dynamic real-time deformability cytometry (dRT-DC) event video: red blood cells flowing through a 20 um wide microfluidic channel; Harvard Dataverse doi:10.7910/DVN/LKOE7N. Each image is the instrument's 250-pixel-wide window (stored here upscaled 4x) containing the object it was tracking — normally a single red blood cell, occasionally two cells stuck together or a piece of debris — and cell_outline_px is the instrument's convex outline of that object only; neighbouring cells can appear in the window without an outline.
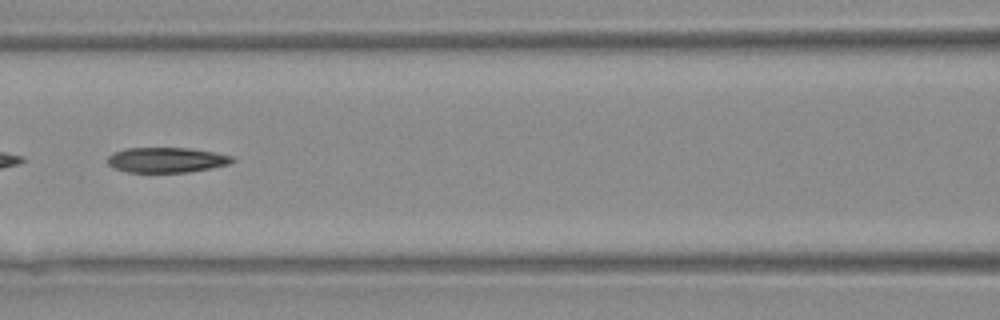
{"species": "Egyptian fruit bat (a non-hibernating species)", "species_latin": "Rousettus aegyptiacus", "temperature_condition": "warm", "stored_images_in_passage": 33, "camera_frame_rate_fps": 3000, "um_per_image_px": 0.085, "animal": {"sex": "female"}, "frame": {"image": 1, "passage_image": 10, "time_ms": 3.0, "image_size_px": [1000, 320], "cell_outline_px": [[236, 160], [228, 164], [188, 172], [128, 172], [112, 168], [104, 160], [112, 152], [124, 148], [188, 148], [212, 152], [232, 156]], "centroid_in_image_um": [14.06, 13.59], "position_along_channel_um": 152.5, "area_um2": 18.32}}
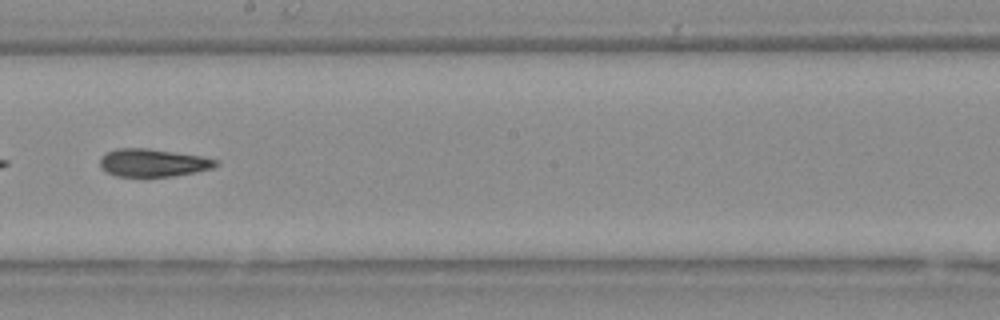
{"frame": {"image": 2, "passage_image": 15, "time_ms": 4.667, "image_size_px": [1000, 320], "cell_outline_px": [[220, 164], [212, 168], [196, 172], [172, 176], [116, 176], [104, 172], [100, 168], [100, 156], [104, 152], [116, 148], [148, 148], [204, 156], [220, 160]], "centroid_in_image_um": [12.99, 13.82], "position_along_channel_um": 235.2, "area_um2": 19.19}}
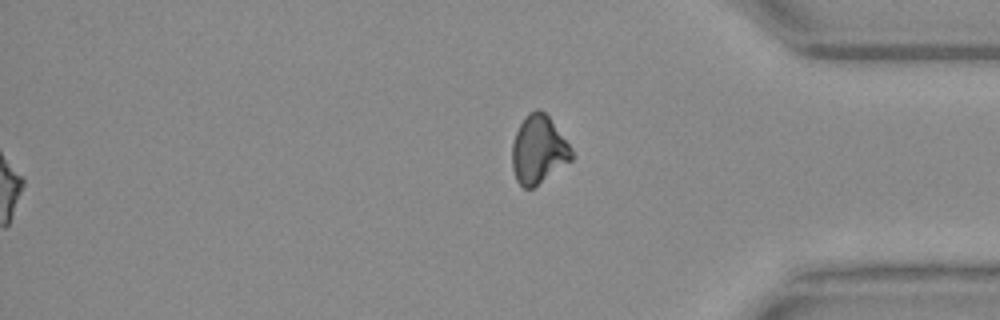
{"frame": {"image": 3, "passage_image": 33, "time_ms": 10.667, "image_size_px": [1000, 320], "cell_outline_px": [[576, 156], [572, 160], [532, 188], [524, 188], [516, 180], [512, 168], [512, 144], [516, 132], [524, 116], [528, 112], [536, 108], [540, 108], [548, 116], [572, 148]], "centroid_in_image_um": [45.77, 12.7], "position_along_channel_um": 389.4, "area_um2": 23.7}}